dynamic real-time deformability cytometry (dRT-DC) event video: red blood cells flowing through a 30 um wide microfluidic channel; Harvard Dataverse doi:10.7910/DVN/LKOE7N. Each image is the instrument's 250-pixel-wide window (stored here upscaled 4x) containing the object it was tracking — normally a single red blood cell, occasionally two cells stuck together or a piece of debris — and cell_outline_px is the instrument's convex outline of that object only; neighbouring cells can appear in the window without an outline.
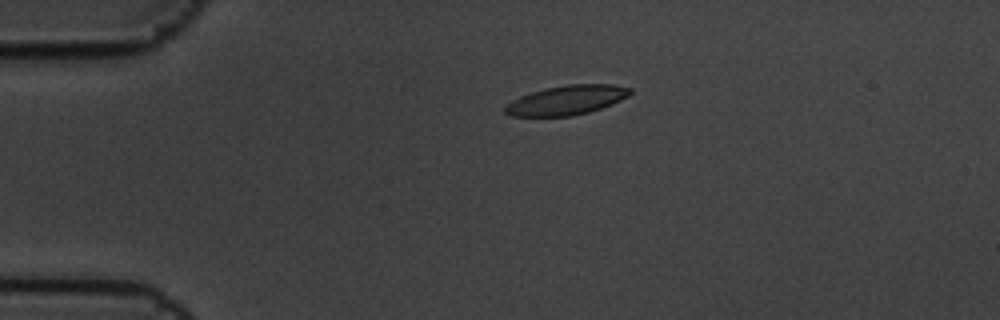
{"species": "common noctule bat (a hibernating species)", "species_latin": "Nyctalus noctula", "temperature_condition": "cold", "stored_images_in_passage": 5, "camera_frame_rate_fps": 3000, "um_per_image_px": 0.085, "animal": {"sex": "male", "body_mass_g": 19.5, "forearm_length_mm": 54.6}, "frame": {"image": 1, "passage_image": 1, "time_ms": 0.0, "image_size_px": [1000, 320], "cell_outline_px": [[632, 92], [628, 96], [612, 104], [588, 112], [572, 116], [508, 116], [504, 112], [504, 108], [512, 100], [520, 96], [544, 88], [568, 84], [612, 84], [632, 88]], "centroid_in_image_um": [48.16, 8.51], "position_along_channel_um": 36.8, "area_um2": 21.44}}
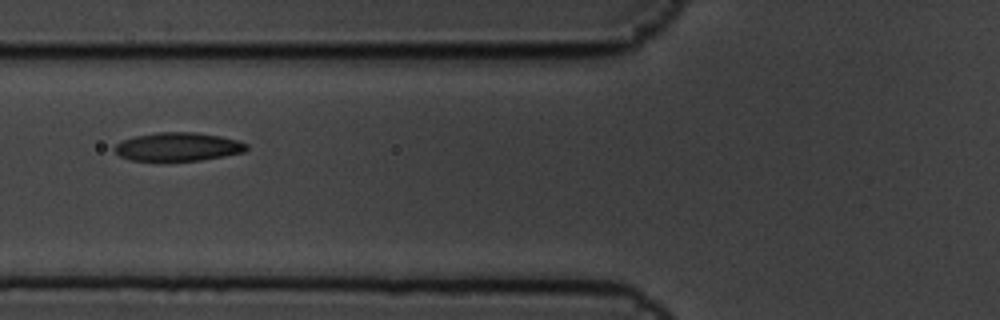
{"frame": {"image": 2, "passage_image": 4, "time_ms": 1.0, "image_size_px": [1000, 320], "cell_outline_px": [[248, 148], [244, 152], [224, 156], [200, 160], [132, 160], [120, 156], [112, 148], [116, 144], [124, 140], [136, 136], [160, 132], [196, 132], [220, 136], [236, 140], [248, 144]], "centroid_in_image_um": [15.15, 12.47], "position_along_channel_um": 110.7, "area_um2": 21.62}}
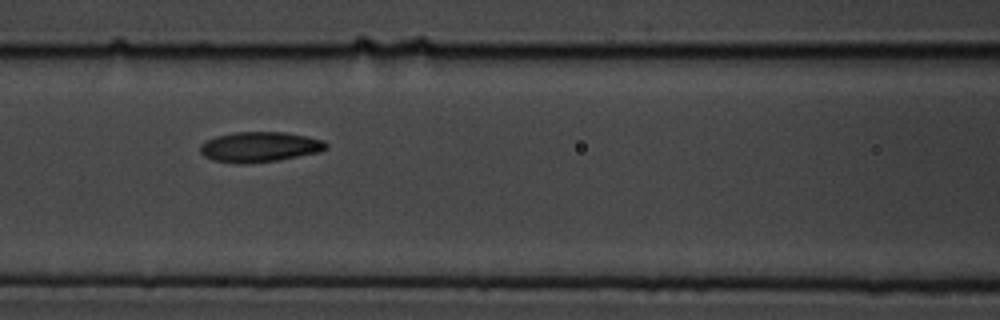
{"frame": {"image": 3, "passage_image": 5, "time_ms": 1.333, "image_size_px": [1000, 320], "cell_outline_px": [[328, 148], [320, 152], [276, 160], [244, 164], [236, 164], [212, 160], [204, 156], [200, 152], [200, 144], [216, 136], [236, 132], [284, 132], [308, 136], [324, 140], [328, 144]], "centroid_in_image_um": [22.08, 12.49], "position_along_channel_um": 144.5, "area_um2": 22.25}}